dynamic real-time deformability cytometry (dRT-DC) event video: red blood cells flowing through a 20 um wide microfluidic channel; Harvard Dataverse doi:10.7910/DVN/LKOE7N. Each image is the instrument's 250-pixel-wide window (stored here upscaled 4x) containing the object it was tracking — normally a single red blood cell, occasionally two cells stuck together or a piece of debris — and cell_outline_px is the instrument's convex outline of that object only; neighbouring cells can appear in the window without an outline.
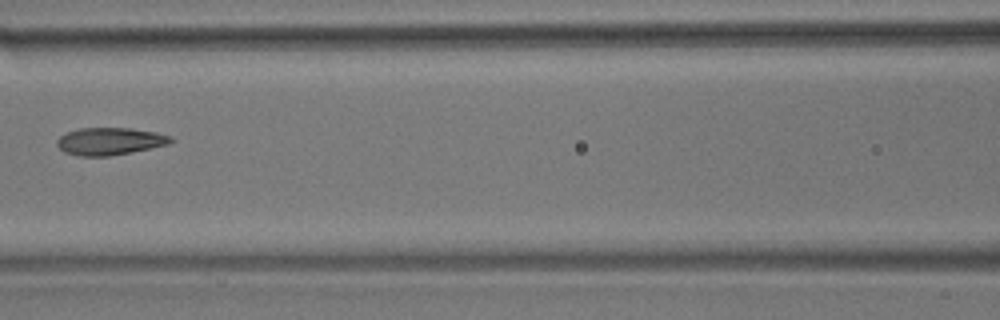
{"species": "common noctule bat (a hibernating species)", "species_latin": "Nyctalus noctula", "temperature_condition": "room temperature", "stored_images_in_passage": 11, "camera_frame_rate_fps": 3000, "um_per_image_px": 0.085, "animal": {"sex": "male", "body_mass_g": 17.9}, "frame": {"image": 1, "passage_image": 7, "time_ms": 8.0, "image_size_px": [1000, 320], "cell_outline_px": [[176, 140], [168, 144], [132, 152], [108, 156], [80, 156], [64, 152], [56, 144], [56, 140], [60, 136], [68, 132], [80, 128], [132, 128], [156, 132], [172, 136]], "centroid_in_image_um": [9.36, 12.0], "position_along_channel_um": 157.2, "area_um2": 18.21}}
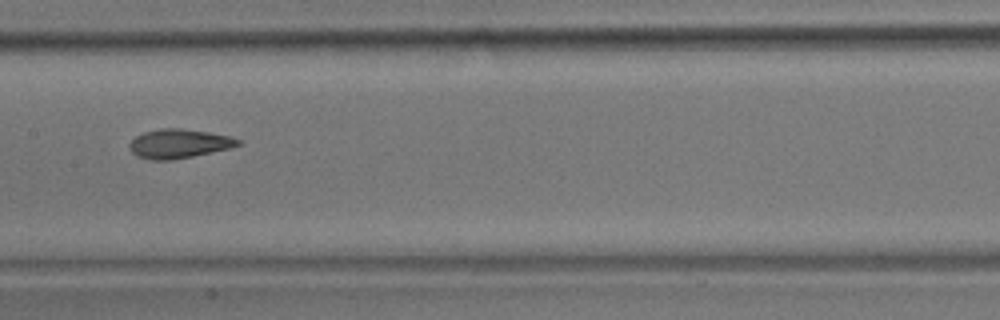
{"frame": {"image": 2, "passage_image": 8, "time_ms": 9.0, "image_size_px": [1000, 320], "cell_outline_px": [[240, 144], [232, 148], [172, 160], [152, 160], [136, 156], [128, 148], [128, 144], [136, 136], [144, 132], [160, 128], [180, 128], [208, 132], [232, 136], [240, 140]], "centroid_in_image_um": [15.2, 12.21], "position_along_channel_um": 192.2, "area_um2": 18.5}}
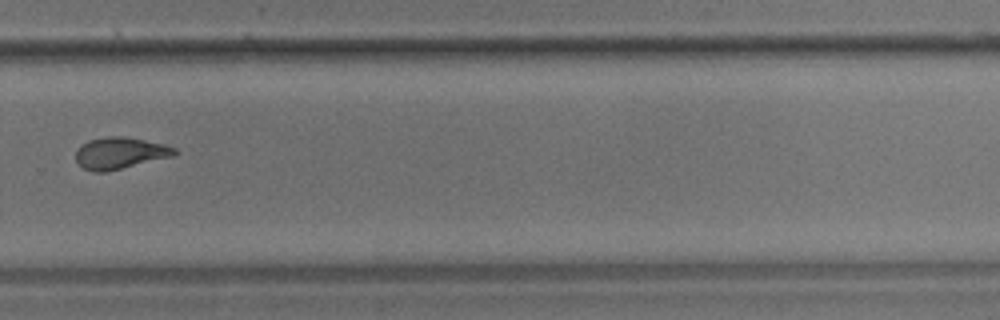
{"frame": {"image": 3, "passage_image": 11, "time_ms": 12.667, "image_size_px": [1000, 320], "cell_outline_px": [[180, 152], [176, 156], [104, 172], [92, 172], [76, 164], [76, 148], [80, 144], [88, 140], [104, 136], [124, 136], [164, 144], [176, 148]], "centroid_in_image_um": [10.2, 13.01], "position_along_channel_um": 319.6, "area_um2": 18.61}}